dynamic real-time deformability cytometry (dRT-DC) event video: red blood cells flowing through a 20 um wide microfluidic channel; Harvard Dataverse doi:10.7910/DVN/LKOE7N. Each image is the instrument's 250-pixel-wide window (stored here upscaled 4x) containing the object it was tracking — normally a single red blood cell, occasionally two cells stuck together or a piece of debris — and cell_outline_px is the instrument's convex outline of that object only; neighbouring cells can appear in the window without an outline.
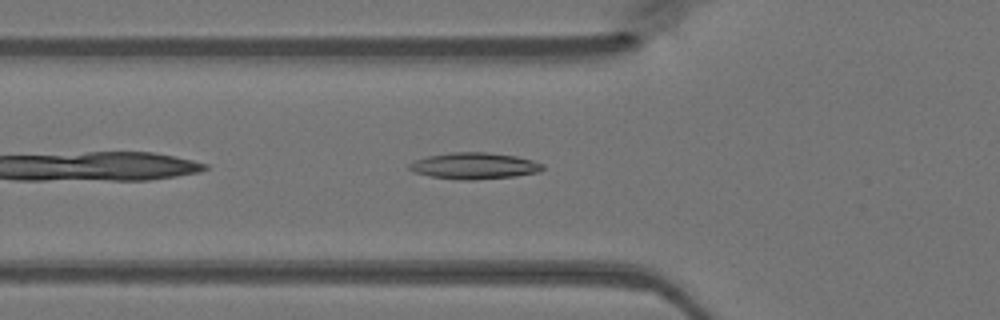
{"species": "Egyptian fruit bat (a non-hibernating species)", "species_latin": "Rousettus aegyptiacus", "temperature_condition": "warm", "stored_images_in_passage": 29, "camera_frame_rate_fps": 3000, "um_per_image_px": 0.085, "animal": {"sex": "female"}, "frame": {"image": 1, "passage_image": 4, "time_ms": 1.0, "image_size_px": [1000, 320], "cell_outline_px": [[544, 168], [540, 172], [516, 176], [472, 180], [464, 180], [432, 176], [412, 172], [408, 168], [408, 164], [416, 160], [428, 156], [452, 152], [484, 152], [516, 156], [532, 160], [540, 164]], "centroid_in_image_um": [40.3, 14.1], "position_along_channel_um": 85.5, "area_um2": 20.35}}
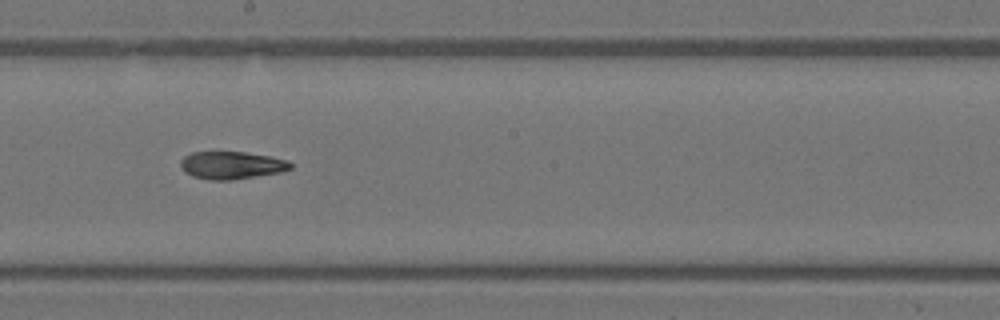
{"frame": {"image": 2, "passage_image": 14, "time_ms": 4.333, "image_size_px": [1000, 320], "cell_outline_px": [[292, 168], [280, 172], [232, 180], [208, 180], [192, 176], [184, 172], [180, 168], [180, 160], [184, 156], [192, 152], [244, 152], [268, 156], [288, 160], [292, 164]], "centroid_in_image_um": [19.64, 14.05], "position_along_channel_um": 228.6, "area_um2": 17.74}}
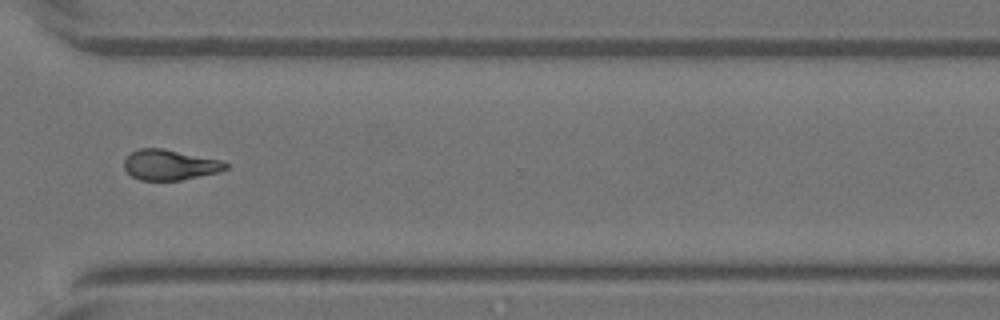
{"frame": {"image": 3, "passage_image": 23, "time_ms": 7.333, "image_size_px": [1000, 320], "cell_outline_px": [[228, 168], [220, 172], [180, 180], [140, 180], [132, 176], [124, 168], [124, 160], [132, 152], [140, 148], [164, 148], [224, 160], [228, 164]], "centroid_in_image_um": [14.48, 14.0], "position_along_channel_um": 356.1, "area_um2": 18.15}}